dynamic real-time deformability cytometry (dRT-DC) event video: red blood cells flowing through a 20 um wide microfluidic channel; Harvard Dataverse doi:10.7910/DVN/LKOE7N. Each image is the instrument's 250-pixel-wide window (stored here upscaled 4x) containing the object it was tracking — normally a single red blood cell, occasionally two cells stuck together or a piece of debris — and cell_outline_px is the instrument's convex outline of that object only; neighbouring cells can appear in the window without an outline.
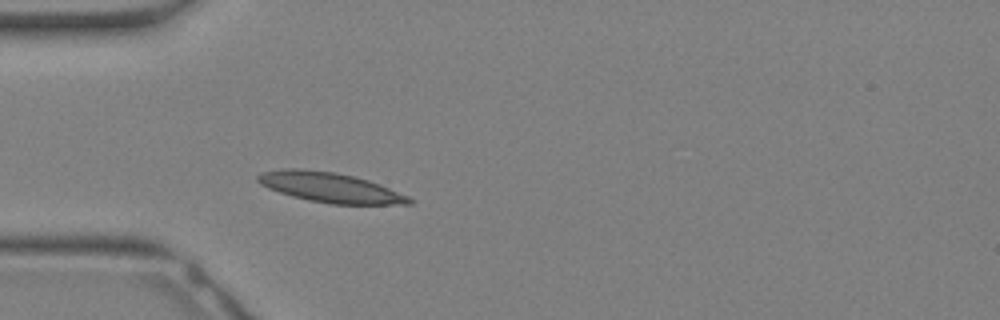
{"species": "Egyptian fruit bat (a non-hibernating species)", "species_latin": "Rousettus aegyptiacus", "temperature_condition": "warm", "stored_images_in_passage": 24, "camera_frame_rate_fps": 3000, "um_per_image_px": 0.085, "animal": {"sex": "female"}, "frame": {"image": 1, "passage_image": 1, "time_ms": 0.0, "image_size_px": [1000, 320], "cell_outline_px": [[416, 200], [412, 204], [332, 204], [308, 200], [292, 196], [268, 188], [260, 184], [256, 180], [256, 176], [260, 172], [280, 168], [300, 168], [336, 172], [368, 180], [380, 184], [408, 196]], "centroid_in_image_um": [28.03, 15.92], "position_along_channel_um": 57.0, "area_um2": 26.53}}
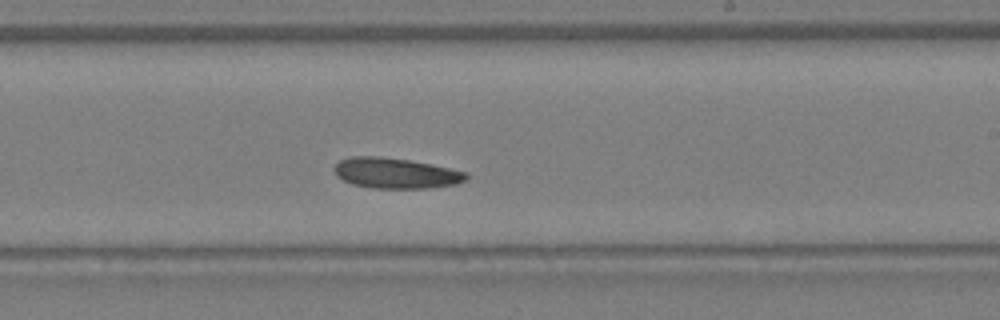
{"frame": {"image": 2, "passage_image": 11, "time_ms": 3.333, "image_size_px": [1000, 320], "cell_outline_px": [[468, 180], [456, 184], [428, 188], [372, 188], [352, 184], [336, 176], [332, 168], [340, 160], [352, 156], [380, 156], [408, 160], [432, 164], [468, 172]], "centroid_in_image_um": [33.64, 14.72], "position_along_channel_um": 255.4, "area_um2": 23.64}}
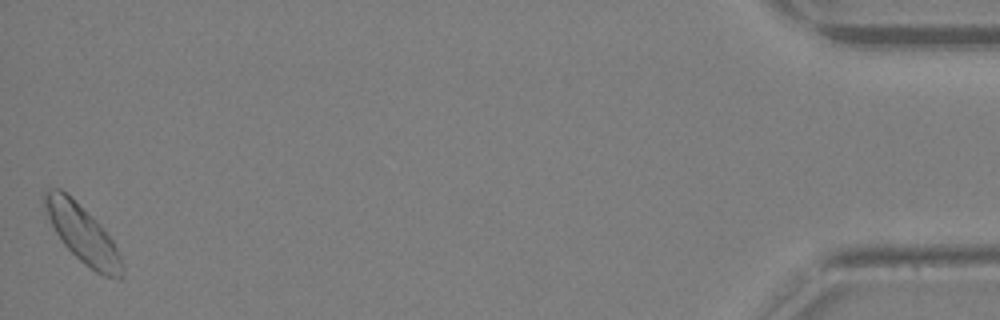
{"frame": {"image": 3, "passage_image": 24, "time_ms": 7.667, "image_size_px": [1000, 320], "cell_outline_px": [[124, 268], [120, 280], [104, 276], [96, 272], [84, 264], [64, 244], [56, 232], [48, 216], [44, 204], [44, 188], [60, 188], [92, 216], [104, 228], [112, 240], [120, 256]], "centroid_in_image_um": [7.03, 19.9], "position_along_channel_um": 428.2, "area_um2": 25.49}}